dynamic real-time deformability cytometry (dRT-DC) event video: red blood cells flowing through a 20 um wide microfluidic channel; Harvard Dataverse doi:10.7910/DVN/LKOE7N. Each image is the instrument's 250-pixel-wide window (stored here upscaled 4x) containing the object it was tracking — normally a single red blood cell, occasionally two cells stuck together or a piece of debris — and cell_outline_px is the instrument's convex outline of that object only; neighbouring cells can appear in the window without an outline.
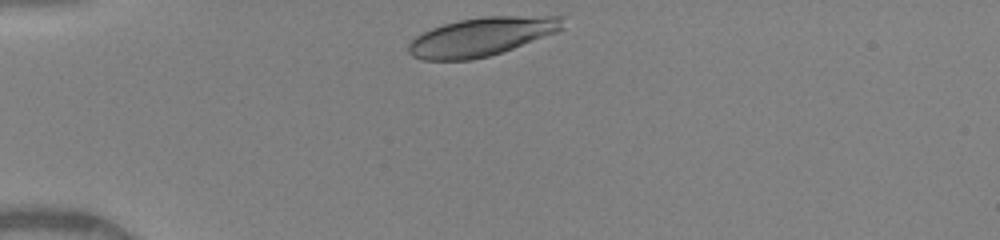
{"species": "human", "species_latin": "Homo sapiens", "temperature_condition": "warm", "stored_images_in_passage": 31, "camera_frame_rate_fps": 3000, "um_per_image_px": 0.085, "donor": {"sex": "female"}, "frame": {"image": 1, "passage_image": 1, "time_ms": 0.0, "image_size_px": [1000, 240], "cell_outline_px": [[564, 28], [556, 32], [512, 48], [488, 56], [472, 60], [420, 60], [412, 56], [408, 52], [408, 44], [416, 36], [432, 28], [444, 24], [460, 20], [484, 16], [564, 16]], "centroid_in_image_um": [40.91, 3.12], "position_along_channel_um": 44.1, "area_um2": 34.45}}
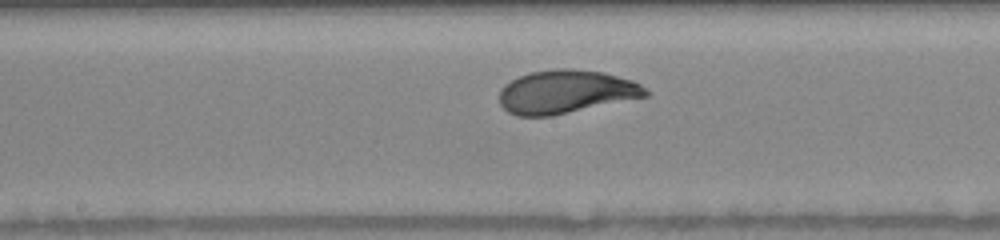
{"frame": {"image": 2, "passage_image": 15, "time_ms": 4.667, "image_size_px": [1000, 240], "cell_outline_px": [[652, 92], [648, 96], [552, 116], [516, 116], [508, 112], [500, 104], [500, 88], [504, 84], [520, 76], [532, 72], [556, 68], [568, 68], [604, 72], [632, 80], [640, 84]], "centroid_in_image_um": [48.12, 7.8], "position_along_channel_um": 200.1, "area_um2": 37.11}}
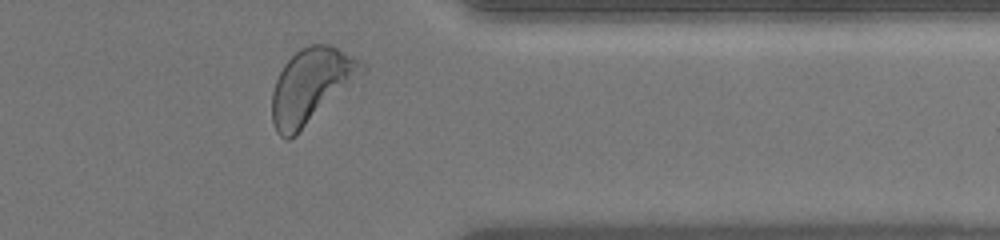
{"frame": {"image": 3, "passage_image": 29, "time_ms": 9.333, "image_size_px": [1000, 240], "cell_outline_px": [[368, 68], [360, 76], [296, 136], [288, 140], [280, 136], [276, 132], [272, 120], [272, 92], [276, 80], [284, 64], [300, 48], [308, 44], [328, 44], [368, 64]], "centroid_in_image_um": [26.44, 7.3], "position_along_channel_um": 385.0, "area_um2": 38.9}, "authors_computed_cell_mechanics": {"area_um2": 36.4718, "velocity_mm_per_s": 4.0787, "shape_relaxation_time_tau1_ms": 2.413, "shape_relaxation_time_tau2_ms": null, "deformation_change_tau1": 0.1611, "deformation_change_tau2": null}}